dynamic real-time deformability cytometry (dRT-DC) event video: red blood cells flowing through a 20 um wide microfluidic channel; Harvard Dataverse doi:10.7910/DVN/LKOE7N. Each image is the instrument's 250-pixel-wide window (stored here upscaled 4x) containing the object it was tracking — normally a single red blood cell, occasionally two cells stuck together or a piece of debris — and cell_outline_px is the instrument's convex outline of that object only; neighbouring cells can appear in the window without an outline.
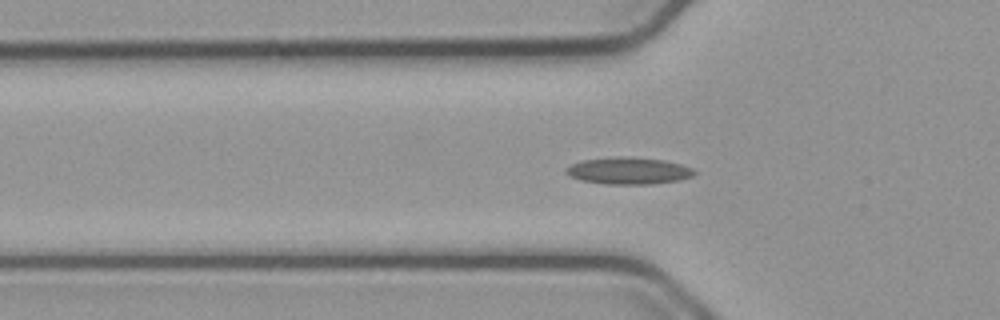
{"species": "common noctule bat (a hibernating species)", "species_latin": "Nyctalus noctula", "temperature_condition": "cold", "stored_images_in_passage": 55, "camera_frame_rate_fps": 3000, "um_per_image_px": 0.085, "animal": {"sex": "male", "body_mass_g": 23.1, "forearm_length_mm": 52.7}, "frame": {"image": 1, "passage_image": 17, "time_ms": 5.333, "image_size_px": [1000, 320], "cell_outline_px": [[696, 172], [692, 176], [680, 180], [652, 184], [608, 184], [580, 180], [564, 172], [564, 168], [580, 160], [616, 156], [624, 156], [664, 160], [680, 164], [692, 168]], "centroid_in_image_um": [53.4, 14.51], "position_along_channel_um": 72.4, "area_um2": 20.17}}
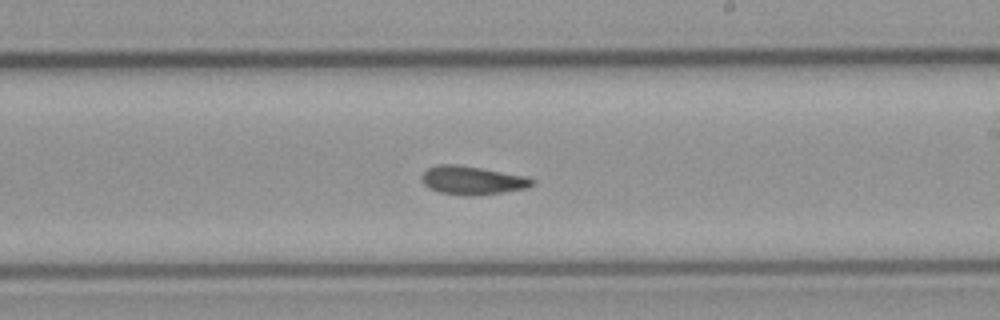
{"frame": {"image": 2, "passage_image": 31, "time_ms": 10.0, "image_size_px": [1000, 320], "cell_outline_px": [[536, 184], [528, 188], [472, 196], [464, 196], [440, 192], [428, 188], [424, 184], [420, 176], [428, 168], [440, 164], [456, 164], [528, 176], [536, 180]], "centroid_in_image_um": [40.17, 15.33], "position_along_channel_um": 248.8, "area_um2": 18.44}}
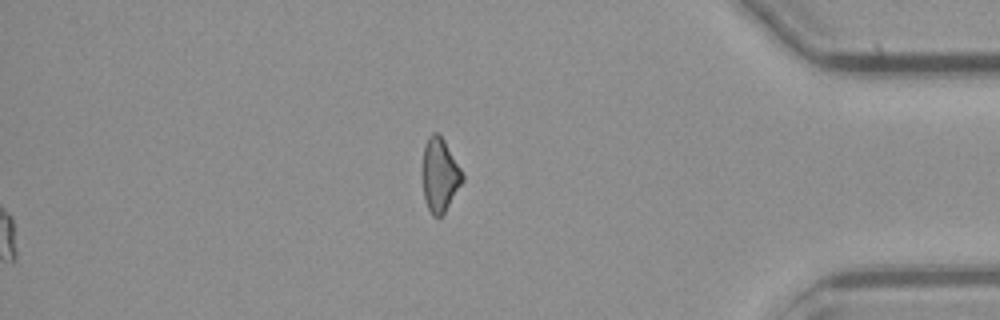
{"frame": {"image": 3, "passage_image": 55, "time_ms": 18.0, "image_size_px": [1000, 320], "cell_outline_px": [[464, 180], [444, 212], [440, 216], [432, 216], [428, 208], [424, 196], [424, 148], [428, 136], [432, 132], [436, 132], [444, 140], [460, 168], [464, 176]], "centroid_in_image_um": [37.4, 14.87], "position_along_channel_um": 397.8, "area_um2": 16.53}, "authors_computed_cell_mechanics": {"area_um2": 17.9758, "velocity_mm_per_s": 3.7557, "shape_relaxation_time_tau1_ms": null, "shape_relaxation_time_tau2_ms": 2.0344, "deformation_change_tau1": null, "deformation_change_tau2": 0.0689}}